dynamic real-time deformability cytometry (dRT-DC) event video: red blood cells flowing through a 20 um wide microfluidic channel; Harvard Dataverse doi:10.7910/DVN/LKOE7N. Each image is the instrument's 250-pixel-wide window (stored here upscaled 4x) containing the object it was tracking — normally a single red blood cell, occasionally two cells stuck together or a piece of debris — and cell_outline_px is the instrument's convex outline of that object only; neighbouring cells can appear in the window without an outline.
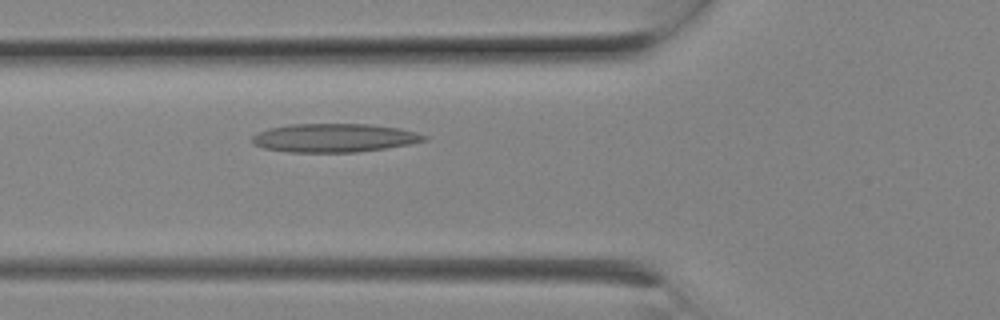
{"species": "Egyptian fruit bat (a non-hibernating species)", "species_latin": "Rousettus aegyptiacus", "temperature_condition": "room temperature", "stored_images_in_passage": 2, "camera_frame_rate_fps": 3000, "um_per_image_px": 0.085, "animal": {"sex": "female"}, "frame": {"image": 1, "passage_image": 2, "time_ms": 0.333, "image_size_px": [1000, 320], "cell_outline_px": [[428, 140], [408, 144], [384, 148], [356, 152], [288, 152], [264, 148], [256, 144], [252, 140], [252, 136], [268, 128], [288, 124], [372, 124], [400, 128], [416, 132], [428, 136]], "centroid_in_image_um": [28.43, 11.71], "position_along_channel_um": 97.4, "area_um2": 28.55}}